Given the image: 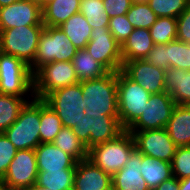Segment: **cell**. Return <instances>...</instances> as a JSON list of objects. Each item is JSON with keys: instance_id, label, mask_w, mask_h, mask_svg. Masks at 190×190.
<instances>
[{"instance_id": "cell-20", "label": "cell", "mask_w": 190, "mask_h": 190, "mask_svg": "<svg viewBox=\"0 0 190 190\" xmlns=\"http://www.w3.org/2000/svg\"><path fill=\"white\" fill-rule=\"evenodd\" d=\"M165 92L171 95L176 104L190 105V70L166 69Z\"/></svg>"}, {"instance_id": "cell-39", "label": "cell", "mask_w": 190, "mask_h": 190, "mask_svg": "<svg viewBox=\"0 0 190 190\" xmlns=\"http://www.w3.org/2000/svg\"><path fill=\"white\" fill-rule=\"evenodd\" d=\"M90 125L91 117L88 115L80 116L75 125L72 126V130L77 138L90 149Z\"/></svg>"}, {"instance_id": "cell-14", "label": "cell", "mask_w": 190, "mask_h": 190, "mask_svg": "<svg viewBox=\"0 0 190 190\" xmlns=\"http://www.w3.org/2000/svg\"><path fill=\"white\" fill-rule=\"evenodd\" d=\"M121 70L150 94L165 92V70L146 59L123 62Z\"/></svg>"}, {"instance_id": "cell-44", "label": "cell", "mask_w": 190, "mask_h": 190, "mask_svg": "<svg viewBox=\"0 0 190 190\" xmlns=\"http://www.w3.org/2000/svg\"><path fill=\"white\" fill-rule=\"evenodd\" d=\"M179 190H190V177L179 180Z\"/></svg>"}, {"instance_id": "cell-38", "label": "cell", "mask_w": 190, "mask_h": 190, "mask_svg": "<svg viewBox=\"0 0 190 190\" xmlns=\"http://www.w3.org/2000/svg\"><path fill=\"white\" fill-rule=\"evenodd\" d=\"M17 149L4 133H0V180L5 176Z\"/></svg>"}, {"instance_id": "cell-8", "label": "cell", "mask_w": 190, "mask_h": 190, "mask_svg": "<svg viewBox=\"0 0 190 190\" xmlns=\"http://www.w3.org/2000/svg\"><path fill=\"white\" fill-rule=\"evenodd\" d=\"M78 82L71 61L44 64L33 73L34 97L44 99L49 93Z\"/></svg>"}, {"instance_id": "cell-31", "label": "cell", "mask_w": 190, "mask_h": 190, "mask_svg": "<svg viewBox=\"0 0 190 190\" xmlns=\"http://www.w3.org/2000/svg\"><path fill=\"white\" fill-rule=\"evenodd\" d=\"M79 12L84 15L92 29L109 25L110 18L102 0H80Z\"/></svg>"}, {"instance_id": "cell-24", "label": "cell", "mask_w": 190, "mask_h": 190, "mask_svg": "<svg viewBox=\"0 0 190 190\" xmlns=\"http://www.w3.org/2000/svg\"><path fill=\"white\" fill-rule=\"evenodd\" d=\"M141 176L150 190L173 177L171 163L142 154Z\"/></svg>"}, {"instance_id": "cell-2", "label": "cell", "mask_w": 190, "mask_h": 190, "mask_svg": "<svg viewBox=\"0 0 190 190\" xmlns=\"http://www.w3.org/2000/svg\"><path fill=\"white\" fill-rule=\"evenodd\" d=\"M118 116L121 126L128 130L142 115L151 94L122 70L117 72Z\"/></svg>"}, {"instance_id": "cell-32", "label": "cell", "mask_w": 190, "mask_h": 190, "mask_svg": "<svg viewBox=\"0 0 190 190\" xmlns=\"http://www.w3.org/2000/svg\"><path fill=\"white\" fill-rule=\"evenodd\" d=\"M154 44H167L177 39V18L158 17L149 28Z\"/></svg>"}, {"instance_id": "cell-37", "label": "cell", "mask_w": 190, "mask_h": 190, "mask_svg": "<svg viewBox=\"0 0 190 190\" xmlns=\"http://www.w3.org/2000/svg\"><path fill=\"white\" fill-rule=\"evenodd\" d=\"M108 29L115 40L122 45L134 30L126 15L110 18Z\"/></svg>"}, {"instance_id": "cell-33", "label": "cell", "mask_w": 190, "mask_h": 190, "mask_svg": "<svg viewBox=\"0 0 190 190\" xmlns=\"http://www.w3.org/2000/svg\"><path fill=\"white\" fill-rule=\"evenodd\" d=\"M166 55L170 68L190 70V44L173 40L166 44Z\"/></svg>"}, {"instance_id": "cell-47", "label": "cell", "mask_w": 190, "mask_h": 190, "mask_svg": "<svg viewBox=\"0 0 190 190\" xmlns=\"http://www.w3.org/2000/svg\"><path fill=\"white\" fill-rule=\"evenodd\" d=\"M18 0H0V8L4 6H8Z\"/></svg>"}, {"instance_id": "cell-46", "label": "cell", "mask_w": 190, "mask_h": 190, "mask_svg": "<svg viewBox=\"0 0 190 190\" xmlns=\"http://www.w3.org/2000/svg\"><path fill=\"white\" fill-rule=\"evenodd\" d=\"M24 190H51V189L43 187V186H40L37 183H35L32 186H30L29 188H26Z\"/></svg>"}, {"instance_id": "cell-21", "label": "cell", "mask_w": 190, "mask_h": 190, "mask_svg": "<svg viewBox=\"0 0 190 190\" xmlns=\"http://www.w3.org/2000/svg\"><path fill=\"white\" fill-rule=\"evenodd\" d=\"M124 131L120 124L119 116L101 115L91 117L90 148L94 145L116 139Z\"/></svg>"}, {"instance_id": "cell-15", "label": "cell", "mask_w": 190, "mask_h": 190, "mask_svg": "<svg viewBox=\"0 0 190 190\" xmlns=\"http://www.w3.org/2000/svg\"><path fill=\"white\" fill-rule=\"evenodd\" d=\"M31 25H44L39 6L26 0H18L0 8V30Z\"/></svg>"}, {"instance_id": "cell-34", "label": "cell", "mask_w": 190, "mask_h": 190, "mask_svg": "<svg viewBox=\"0 0 190 190\" xmlns=\"http://www.w3.org/2000/svg\"><path fill=\"white\" fill-rule=\"evenodd\" d=\"M126 16L131 25L138 29H149L158 18L147 3H133Z\"/></svg>"}, {"instance_id": "cell-49", "label": "cell", "mask_w": 190, "mask_h": 190, "mask_svg": "<svg viewBox=\"0 0 190 190\" xmlns=\"http://www.w3.org/2000/svg\"><path fill=\"white\" fill-rule=\"evenodd\" d=\"M149 0H132L133 3H147Z\"/></svg>"}, {"instance_id": "cell-18", "label": "cell", "mask_w": 190, "mask_h": 190, "mask_svg": "<svg viewBox=\"0 0 190 190\" xmlns=\"http://www.w3.org/2000/svg\"><path fill=\"white\" fill-rule=\"evenodd\" d=\"M34 150L38 171L76 169L77 161L53 142L40 143Z\"/></svg>"}, {"instance_id": "cell-19", "label": "cell", "mask_w": 190, "mask_h": 190, "mask_svg": "<svg viewBox=\"0 0 190 190\" xmlns=\"http://www.w3.org/2000/svg\"><path fill=\"white\" fill-rule=\"evenodd\" d=\"M154 46L149 29L134 28L127 40L121 45L123 62L145 59Z\"/></svg>"}, {"instance_id": "cell-29", "label": "cell", "mask_w": 190, "mask_h": 190, "mask_svg": "<svg viewBox=\"0 0 190 190\" xmlns=\"http://www.w3.org/2000/svg\"><path fill=\"white\" fill-rule=\"evenodd\" d=\"M62 123L58 115L43 99H40V143H50L62 129Z\"/></svg>"}, {"instance_id": "cell-28", "label": "cell", "mask_w": 190, "mask_h": 190, "mask_svg": "<svg viewBox=\"0 0 190 190\" xmlns=\"http://www.w3.org/2000/svg\"><path fill=\"white\" fill-rule=\"evenodd\" d=\"M53 144L72 156L77 162L88 158V149L77 138L71 128L63 126L60 132L56 135Z\"/></svg>"}, {"instance_id": "cell-30", "label": "cell", "mask_w": 190, "mask_h": 190, "mask_svg": "<svg viewBox=\"0 0 190 190\" xmlns=\"http://www.w3.org/2000/svg\"><path fill=\"white\" fill-rule=\"evenodd\" d=\"M28 98L0 93V133L16 121L22 107L31 100Z\"/></svg>"}, {"instance_id": "cell-4", "label": "cell", "mask_w": 190, "mask_h": 190, "mask_svg": "<svg viewBox=\"0 0 190 190\" xmlns=\"http://www.w3.org/2000/svg\"><path fill=\"white\" fill-rule=\"evenodd\" d=\"M40 99L32 98L22 107L16 121L3 133L17 150L35 149L40 144Z\"/></svg>"}, {"instance_id": "cell-41", "label": "cell", "mask_w": 190, "mask_h": 190, "mask_svg": "<svg viewBox=\"0 0 190 190\" xmlns=\"http://www.w3.org/2000/svg\"><path fill=\"white\" fill-rule=\"evenodd\" d=\"M150 64L161 69H169L167 63L166 44H156L145 58Z\"/></svg>"}, {"instance_id": "cell-7", "label": "cell", "mask_w": 190, "mask_h": 190, "mask_svg": "<svg viewBox=\"0 0 190 190\" xmlns=\"http://www.w3.org/2000/svg\"><path fill=\"white\" fill-rule=\"evenodd\" d=\"M44 28L45 25H31L0 30L1 52L15 56L30 66Z\"/></svg>"}, {"instance_id": "cell-27", "label": "cell", "mask_w": 190, "mask_h": 190, "mask_svg": "<svg viewBox=\"0 0 190 190\" xmlns=\"http://www.w3.org/2000/svg\"><path fill=\"white\" fill-rule=\"evenodd\" d=\"M75 169L38 171L36 183L51 190H73Z\"/></svg>"}, {"instance_id": "cell-5", "label": "cell", "mask_w": 190, "mask_h": 190, "mask_svg": "<svg viewBox=\"0 0 190 190\" xmlns=\"http://www.w3.org/2000/svg\"><path fill=\"white\" fill-rule=\"evenodd\" d=\"M78 49L59 27L45 26L39 37L35 59L29 66L32 73L50 62L71 61Z\"/></svg>"}, {"instance_id": "cell-12", "label": "cell", "mask_w": 190, "mask_h": 190, "mask_svg": "<svg viewBox=\"0 0 190 190\" xmlns=\"http://www.w3.org/2000/svg\"><path fill=\"white\" fill-rule=\"evenodd\" d=\"M176 103L167 92L151 94L144 112L127 131L166 128Z\"/></svg>"}, {"instance_id": "cell-23", "label": "cell", "mask_w": 190, "mask_h": 190, "mask_svg": "<svg viewBox=\"0 0 190 190\" xmlns=\"http://www.w3.org/2000/svg\"><path fill=\"white\" fill-rule=\"evenodd\" d=\"M80 10V0H51L42 9L43 24L59 27Z\"/></svg>"}, {"instance_id": "cell-48", "label": "cell", "mask_w": 190, "mask_h": 190, "mask_svg": "<svg viewBox=\"0 0 190 190\" xmlns=\"http://www.w3.org/2000/svg\"><path fill=\"white\" fill-rule=\"evenodd\" d=\"M0 190H10V189L0 180Z\"/></svg>"}, {"instance_id": "cell-11", "label": "cell", "mask_w": 190, "mask_h": 190, "mask_svg": "<svg viewBox=\"0 0 190 190\" xmlns=\"http://www.w3.org/2000/svg\"><path fill=\"white\" fill-rule=\"evenodd\" d=\"M37 159L34 149L17 150L1 180L10 190H24L36 183Z\"/></svg>"}, {"instance_id": "cell-10", "label": "cell", "mask_w": 190, "mask_h": 190, "mask_svg": "<svg viewBox=\"0 0 190 190\" xmlns=\"http://www.w3.org/2000/svg\"><path fill=\"white\" fill-rule=\"evenodd\" d=\"M85 49L109 72H118L122 69L121 45L115 40L108 27L92 29Z\"/></svg>"}, {"instance_id": "cell-45", "label": "cell", "mask_w": 190, "mask_h": 190, "mask_svg": "<svg viewBox=\"0 0 190 190\" xmlns=\"http://www.w3.org/2000/svg\"><path fill=\"white\" fill-rule=\"evenodd\" d=\"M26 1H29L30 3L35 4L39 6L41 9H43L46 3L49 2L50 0H26Z\"/></svg>"}, {"instance_id": "cell-3", "label": "cell", "mask_w": 190, "mask_h": 190, "mask_svg": "<svg viewBox=\"0 0 190 190\" xmlns=\"http://www.w3.org/2000/svg\"><path fill=\"white\" fill-rule=\"evenodd\" d=\"M135 149L133 135L125 130L116 139L94 145L88 149V159L113 176L124 167Z\"/></svg>"}, {"instance_id": "cell-36", "label": "cell", "mask_w": 190, "mask_h": 190, "mask_svg": "<svg viewBox=\"0 0 190 190\" xmlns=\"http://www.w3.org/2000/svg\"><path fill=\"white\" fill-rule=\"evenodd\" d=\"M170 163L172 174L177 179L190 177V146L177 147Z\"/></svg>"}, {"instance_id": "cell-26", "label": "cell", "mask_w": 190, "mask_h": 190, "mask_svg": "<svg viewBox=\"0 0 190 190\" xmlns=\"http://www.w3.org/2000/svg\"><path fill=\"white\" fill-rule=\"evenodd\" d=\"M72 63L79 82L99 78L109 72L86 49H78Z\"/></svg>"}, {"instance_id": "cell-40", "label": "cell", "mask_w": 190, "mask_h": 190, "mask_svg": "<svg viewBox=\"0 0 190 190\" xmlns=\"http://www.w3.org/2000/svg\"><path fill=\"white\" fill-rule=\"evenodd\" d=\"M177 40L190 44V3L177 17Z\"/></svg>"}, {"instance_id": "cell-13", "label": "cell", "mask_w": 190, "mask_h": 190, "mask_svg": "<svg viewBox=\"0 0 190 190\" xmlns=\"http://www.w3.org/2000/svg\"><path fill=\"white\" fill-rule=\"evenodd\" d=\"M134 137L136 149L143 155L171 162L177 146L166 128L145 131H128Z\"/></svg>"}, {"instance_id": "cell-16", "label": "cell", "mask_w": 190, "mask_h": 190, "mask_svg": "<svg viewBox=\"0 0 190 190\" xmlns=\"http://www.w3.org/2000/svg\"><path fill=\"white\" fill-rule=\"evenodd\" d=\"M73 190H113L112 176L88 158L76 163Z\"/></svg>"}, {"instance_id": "cell-6", "label": "cell", "mask_w": 190, "mask_h": 190, "mask_svg": "<svg viewBox=\"0 0 190 190\" xmlns=\"http://www.w3.org/2000/svg\"><path fill=\"white\" fill-rule=\"evenodd\" d=\"M0 93L34 98L33 73L15 56L0 53ZM29 93V94H28Z\"/></svg>"}, {"instance_id": "cell-25", "label": "cell", "mask_w": 190, "mask_h": 190, "mask_svg": "<svg viewBox=\"0 0 190 190\" xmlns=\"http://www.w3.org/2000/svg\"><path fill=\"white\" fill-rule=\"evenodd\" d=\"M59 28L77 49H85L90 40L92 28L80 12L71 16Z\"/></svg>"}, {"instance_id": "cell-42", "label": "cell", "mask_w": 190, "mask_h": 190, "mask_svg": "<svg viewBox=\"0 0 190 190\" xmlns=\"http://www.w3.org/2000/svg\"><path fill=\"white\" fill-rule=\"evenodd\" d=\"M109 18L126 15L132 6V0H102Z\"/></svg>"}, {"instance_id": "cell-17", "label": "cell", "mask_w": 190, "mask_h": 190, "mask_svg": "<svg viewBox=\"0 0 190 190\" xmlns=\"http://www.w3.org/2000/svg\"><path fill=\"white\" fill-rule=\"evenodd\" d=\"M142 153L135 149L122 169L112 176L113 190H150L141 176Z\"/></svg>"}, {"instance_id": "cell-22", "label": "cell", "mask_w": 190, "mask_h": 190, "mask_svg": "<svg viewBox=\"0 0 190 190\" xmlns=\"http://www.w3.org/2000/svg\"><path fill=\"white\" fill-rule=\"evenodd\" d=\"M166 130L177 147L190 146V105H176Z\"/></svg>"}, {"instance_id": "cell-1", "label": "cell", "mask_w": 190, "mask_h": 190, "mask_svg": "<svg viewBox=\"0 0 190 190\" xmlns=\"http://www.w3.org/2000/svg\"><path fill=\"white\" fill-rule=\"evenodd\" d=\"M84 112L90 117L118 116L117 72L80 81Z\"/></svg>"}, {"instance_id": "cell-35", "label": "cell", "mask_w": 190, "mask_h": 190, "mask_svg": "<svg viewBox=\"0 0 190 190\" xmlns=\"http://www.w3.org/2000/svg\"><path fill=\"white\" fill-rule=\"evenodd\" d=\"M190 0H149L147 4L157 17L177 18L189 5Z\"/></svg>"}, {"instance_id": "cell-43", "label": "cell", "mask_w": 190, "mask_h": 190, "mask_svg": "<svg viewBox=\"0 0 190 190\" xmlns=\"http://www.w3.org/2000/svg\"><path fill=\"white\" fill-rule=\"evenodd\" d=\"M153 190H179V179L175 176L163 181L159 186Z\"/></svg>"}, {"instance_id": "cell-9", "label": "cell", "mask_w": 190, "mask_h": 190, "mask_svg": "<svg viewBox=\"0 0 190 190\" xmlns=\"http://www.w3.org/2000/svg\"><path fill=\"white\" fill-rule=\"evenodd\" d=\"M43 100L58 115L64 127L72 128L81 115H86L80 82L49 93Z\"/></svg>"}]
</instances>
